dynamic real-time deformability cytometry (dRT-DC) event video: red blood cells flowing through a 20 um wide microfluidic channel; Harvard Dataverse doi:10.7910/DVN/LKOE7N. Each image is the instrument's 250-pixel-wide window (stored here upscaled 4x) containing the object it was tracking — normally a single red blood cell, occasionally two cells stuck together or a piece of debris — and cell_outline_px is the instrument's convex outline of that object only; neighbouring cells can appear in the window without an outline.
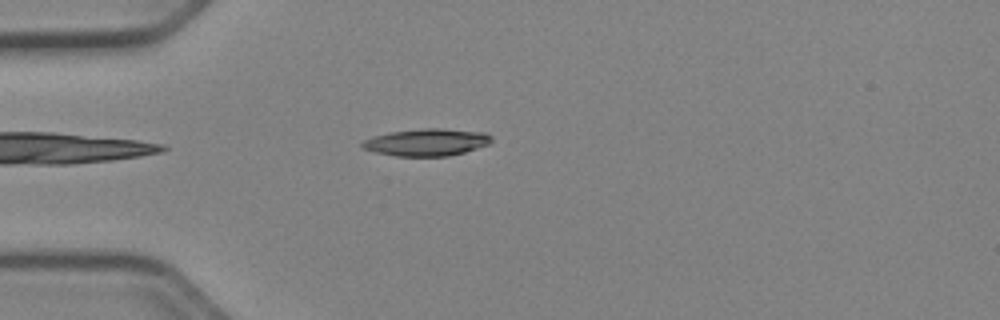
{"species": "Egyptian fruit bat (a non-hibernating species)", "species_latin": "Rousettus aegyptiacus", "temperature_condition": "cold", "stored_images_in_passage": 41, "camera_frame_rate_fps": 3000, "um_per_image_px": 0.085, "animal": {"sex": "female"}, "frame": {"image": 1, "passage_image": 4, "time_ms": 1.0, "image_size_px": [1000, 320], "cell_outline_px": [[492, 140], [488, 144], [464, 152], [448, 156], [396, 156], [376, 152], [364, 148], [360, 144], [364, 140], [372, 136], [392, 132], [424, 128], [440, 128], [484, 132], [492, 136]], "centroid_in_image_um": [36.27, 12.09], "position_along_channel_um": 48.7, "area_um2": 20.29}}
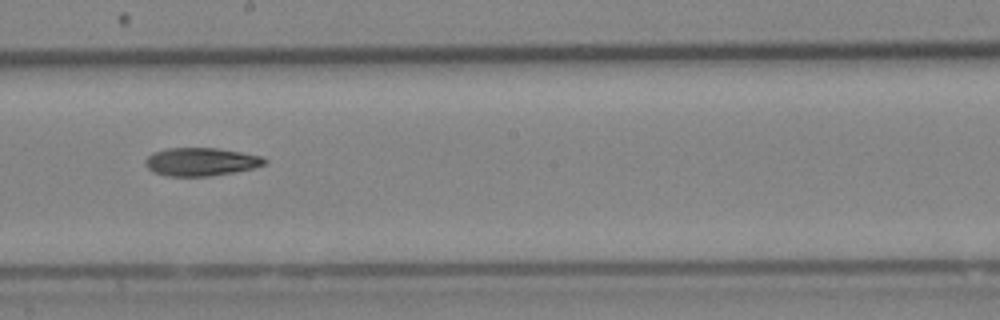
{"frame": {"image": 2, "passage_image": 19, "time_ms": 6.0, "image_size_px": [1000, 320], "cell_outline_px": [[268, 160], [264, 164], [252, 168], [232, 172], [208, 176], [168, 176], [152, 172], [144, 164], [144, 160], [152, 152], [168, 148], [216, 148], [240, 152], [260, 156]], "centroid_in_image_um": [17.01, 13.75], "position_along_channel_um": 231.2, "area_um2": 19.42}}
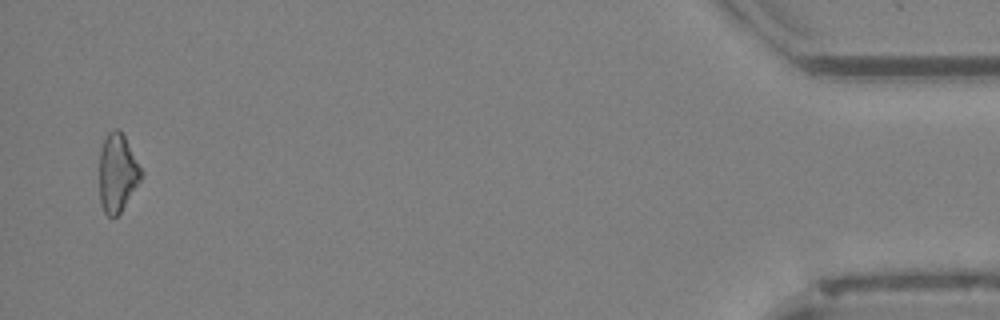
{"frame": {"image": 3, "passage_image": 40, "time_ms": 13.0, "image_size_px": [1000, 320], "cell_outline_px": [[144, 172], [140, 180], [120, 212], [116, 216], [108, 216], [104, 212], [100, 204], [100, 148], [104, 136], [112, 128], [120, 128]], "centroid_in_image_um": [9.97, 14.63], "position_along_channel_um": 425.2, "area_um2": 19.13}, "authors_computed_cell_mechanics": {"area_um2": 19.4208, "velocity_mm_per_s": 3.964, "shape_relaxation_time_tau1_ms": 7.0338, "shape_relaxation_time_tau2_ms": null, "deformation_change_tau1": 0.1801, "deformation_change_tau2": null}}